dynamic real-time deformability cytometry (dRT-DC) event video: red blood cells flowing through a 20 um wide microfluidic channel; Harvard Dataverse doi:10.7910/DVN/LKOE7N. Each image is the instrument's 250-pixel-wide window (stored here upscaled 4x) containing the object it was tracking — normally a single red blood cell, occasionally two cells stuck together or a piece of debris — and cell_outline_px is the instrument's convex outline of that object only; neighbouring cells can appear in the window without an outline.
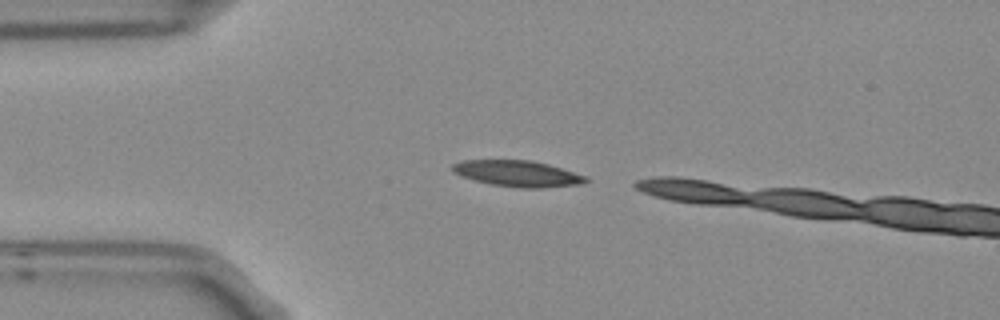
{"species": "Egyptian fruit bat (a non-hibernating species)", "species_latin": "Rousettus aegyptiacus", "temperature_condition": "room temperature", "stored_images_in_passage": 2, "camera_frame_rate_fps": 3000, "um_per_image_px": 0.085, "frame": {"image": 1, "passage_image": 1, "time_ms": 0.0, "image_size_px": [1000, 320], "cell_outline_px": [[588, 180], [584, 184], [544, 188], [516, 188], [492, 184], [460, 176], [452, 172], [452, 164], [464, 160], [528, 160], [548, 164], [584, 176]], "centroid_in_image_um": [43.97, 14.76], "position_along_channel_um": 41.0, "area_um2": 20.17}}